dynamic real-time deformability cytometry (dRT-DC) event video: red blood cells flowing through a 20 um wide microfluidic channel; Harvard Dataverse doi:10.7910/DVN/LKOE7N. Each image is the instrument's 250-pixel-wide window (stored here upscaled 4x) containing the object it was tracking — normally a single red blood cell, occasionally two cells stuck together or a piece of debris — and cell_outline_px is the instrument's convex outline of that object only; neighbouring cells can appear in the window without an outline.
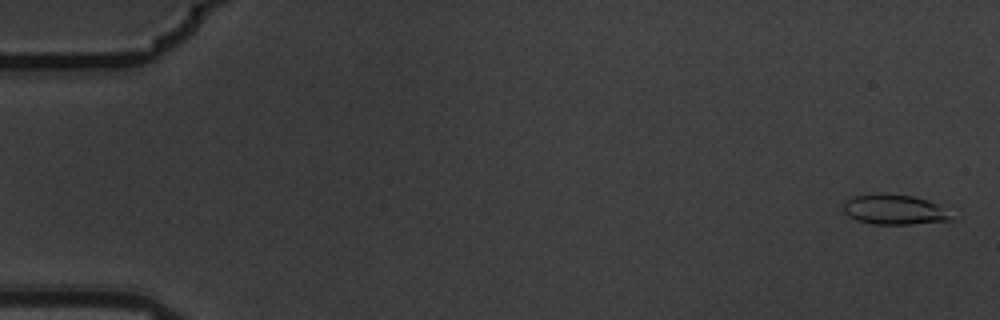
{"species": "common noctule bat (a hibernating species)", "species_latin": "Nyctalus noctula", "temperature_condition": "warm", "stored_images_in_passage": 7, "camera_frame_rate_fps": 3000, "um_per_image_px": 0.085, "animal": {"sex": "male", "body_mass_g": 19.5, "forearm_length_mm": 54.6}, "frame": {"image": 1, "passage_image": 1, "time_ms": 0.0, "image_size_px": [1000, 320], "cell_outline_px": [[956, 220], [912, 224], [872, 224], [856, 220], [848, 216], [844, 212], [844, 200], [852, 196], [912, 196], [936, 204]], "centroid_in_image_um": [75.99, 17.87], "position_along_channel_um": 9.0, "area_um2": 18.03}}
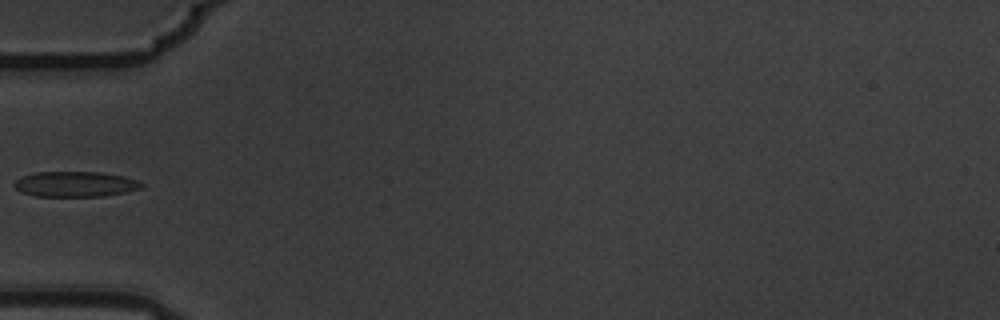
{"frame": {"image": 2, "passage_image": 6, "time_ms": 1.667, "image_size_px": [1000, 320], "cell_outline_px": [[144, 184], [140, 188], [124, 192], [104, 196], [36, 196], [20, 192], [12, 184], [16, 180], [24, 176], [36, 172], [100, 172], [124, 176], [140, 180]], "centroid_in_image_um": [6.41, 15.65], "position_along_channel_um": 78.6, "area_um2": 18.79}}
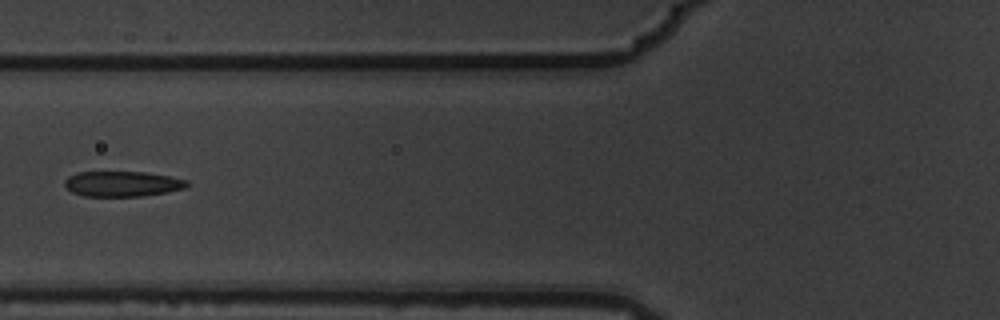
{"frame": {"image": 3, "passage_image": 7, "time_ms": 2.0, "image_size_px": [1000, 320], "cell_outline_px": [[188, 184], [184, 188], [144, 196], [84, 196], [72, 192], [64, 184], [64, 180], [68, 176], [76, 172], [144, 172], [168, 176], [188, 180]], "centroid_in_image_um": [10.36, 15.62], "position_along_channel_um": 115.4, "area_um2": 17.92}}